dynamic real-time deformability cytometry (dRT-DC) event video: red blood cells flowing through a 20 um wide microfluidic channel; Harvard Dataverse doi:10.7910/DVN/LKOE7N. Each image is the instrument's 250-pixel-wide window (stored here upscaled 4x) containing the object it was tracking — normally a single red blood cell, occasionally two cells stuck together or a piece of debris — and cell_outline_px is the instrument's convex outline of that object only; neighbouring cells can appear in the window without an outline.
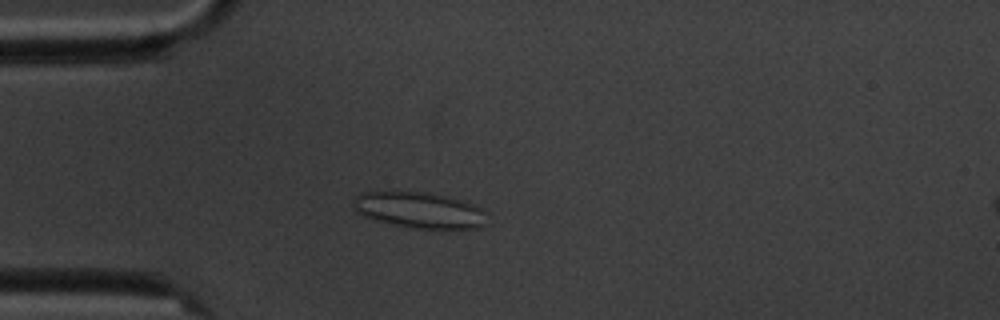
{"species": "common noctule bat (a hibernating species)", "species_latin": "Nyctalus noctula", "temperature_condition": "cold", "stored_images_in_passage": 5, "camera_frame_rate_fps": 3000, "um_per_image_px": 0.085, "animal": {"sex": "male", "body_mass_g": 20.1, "forearm_length_mm": 53.5}, "frame": {"image": 1, "passage_image": 4, "time_ms": 3.333, "image_size_px": [1000, 320], "cell_outline_px": [[488, 224], [480, 228], [412, 228], [388, 224], [364, 216], [356, 212], [352, 204], [352, 200], [360, 192], [392, 188], [428, 192], [448, 196], [464, 200], [480, 208], [484, 212]], "centroid_in_image_um": [35.56, 17.8], "position_along_channel_um": 49.4, "area_um2": 29.25}}